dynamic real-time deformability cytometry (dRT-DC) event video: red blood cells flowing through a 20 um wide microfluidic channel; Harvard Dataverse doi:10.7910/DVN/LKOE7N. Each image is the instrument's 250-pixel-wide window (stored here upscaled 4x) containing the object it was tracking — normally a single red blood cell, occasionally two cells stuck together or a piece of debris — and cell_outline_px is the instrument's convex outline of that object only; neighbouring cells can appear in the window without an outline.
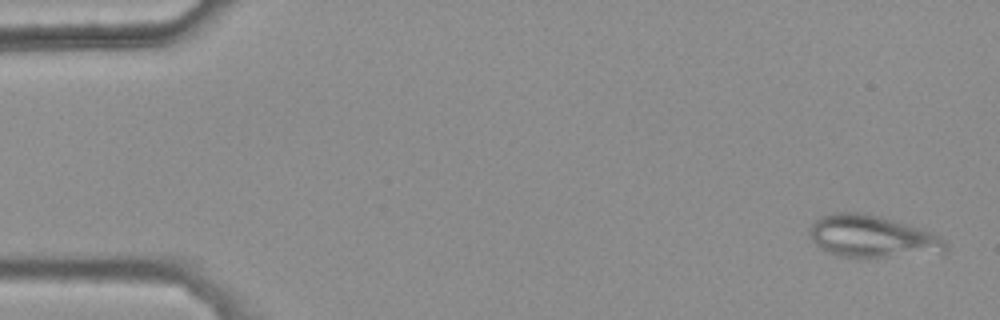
{"species": "common noctule bat (a hibernating species)", "species_latin": "Nyctalus noctula", "temperature_condition": "warm", "stored_images_in_passage": 45, "camera_frame_rate_fps": 3000, "um_per_image_px": 0.085, "animal": {"sex": "female", "body_mass_g": 25.1}, "frame": {"image": 1, "passage_image": 1, "time_ms": 0.0, "image_size_px": [1000, 320], "cell_outline_px": [[948, 252], [944, 256], [836, 256], [820, 248], [808, 236], [808, 228], [820, 216], [836, 212], [864, 212], [880, 216], [920, 228], [932, 232], [940, 236], [948, 244]], "centroid_in_image_um": [74.22, 20.12], "position_along_channel_um": 10.8, "area_um2": 34.1}}
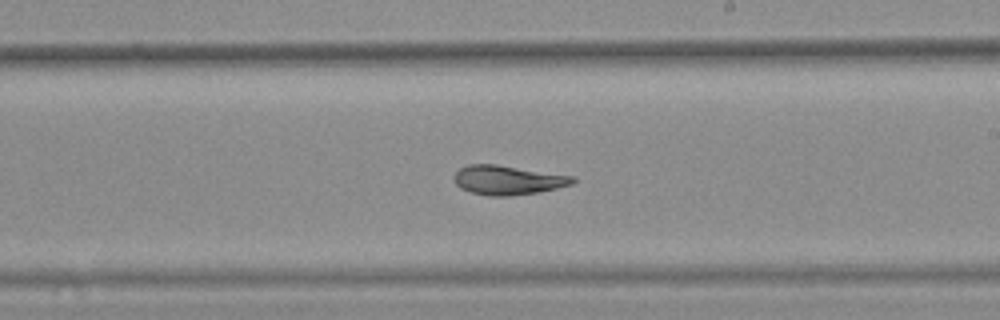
{"frame": {"image": 2, "passage_image": 30, "time_ms": 9.667, "image_size_px": [1000, 320], "cell_outline_px": [[576, 180], [572, 184], [540, 192], [512, 196], [488, 196], [472, 192], [460, 188], [456, 184], [452, 176], [460, 168], [468, 164], [496, 164], [576, 176]], "centroid_in_image_um": [43.17, 15.3], "position_along_channel_um": 245.8, "area_um2": 20.46}}
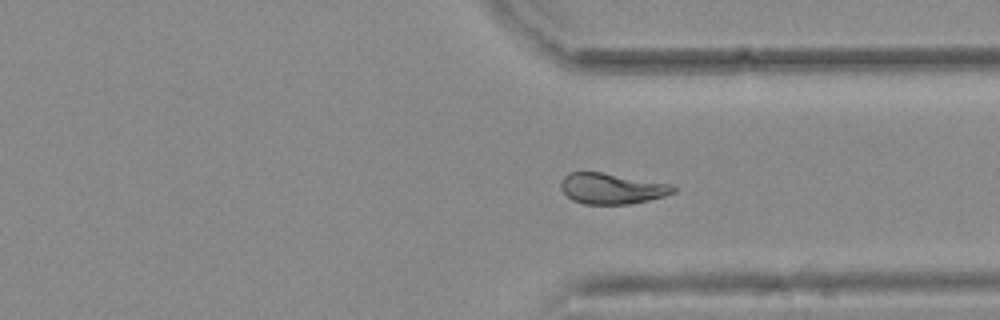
{"frame": {"image": 3, "passage_image": 39, "time_ms": 12.667, "image_size_px": [1000, 320], "cell_outline_px": [[676, 192], [664, 196], [648, 200], [628, 204], [584, 204], [572, 200], [560, 188], [560, 184], [564, 176], [568, 172], [600, 172], [672, 184], [676, 188]], "centroid_in_image_um": [52.0, 16.02], "position_along_channel_um": 359.4, "area_um2": 20.11}, "authors_computed_cell_mechanics": {"area_um2": 20.808, "velocity_mm_per_s": 3.7647, "shape_relaxation_time_tau1_ms": null, "shape_relaxation_time_tau2_ms": 3.4397, "deformation_change_tau1": null, "deformation_change_tau2": 0.0805}}